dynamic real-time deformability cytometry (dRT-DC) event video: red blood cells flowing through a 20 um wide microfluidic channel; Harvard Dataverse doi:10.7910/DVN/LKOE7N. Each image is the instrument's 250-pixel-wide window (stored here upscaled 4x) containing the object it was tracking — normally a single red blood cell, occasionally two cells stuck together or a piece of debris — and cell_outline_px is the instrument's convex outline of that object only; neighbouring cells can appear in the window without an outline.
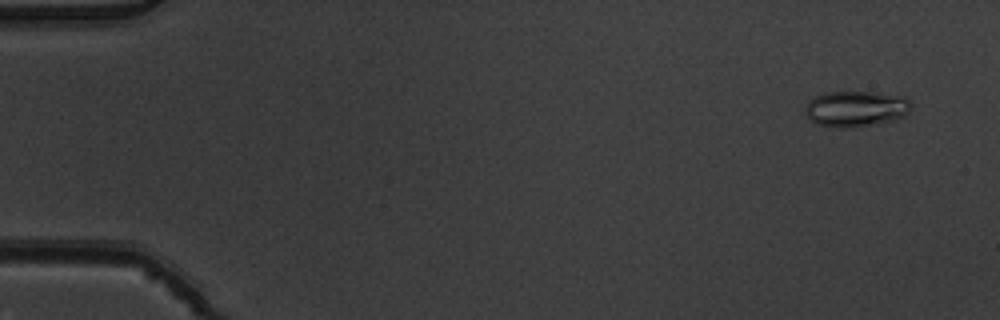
{"species": "common noctule bat (a hibernating species)", "species_latin": "Nyctalus noctula", "temperature_condition": "warm", "stored_images_in_passage": 6, "camera_frame_rate_fps": 3000, "um_per_image_px": 0.085, "animal": {"sex": "male", "body_mass_g": 19.5, "forearm_length_mm": 54.6}, "frame": {"image": 1, "passage_image": 1, "time_ms": 0.0, "image_size_px": [1000, 320], "cell_outline_px": [[912, 108], [904, 116], [896, 120], [844, 128], [840, 128], [816, 124], [804, 112], [804, 108], [808, 100], [824, 92], [876, 92], [904, 96], [912, 104]], "centroid_in_image_um": [72.75, 9.23], "position_along_channel_um": 12.3, "area_um2": 22.2}}
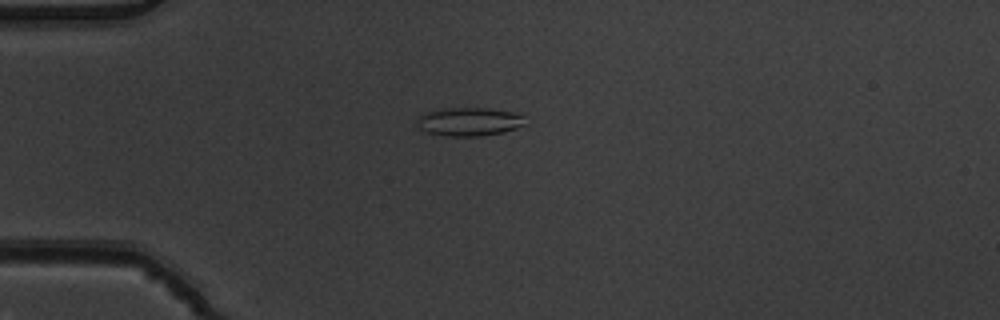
{"frame": {"image": 2, "passage_image": 4, "time_ms": 1.0, "image_size_px": [1000, 320], "cell_outline_px": [[524, 124], [516, 128], [504, 132], [480, 136], [448, 136], [424, 132], [416, 124], [416, 120], [424, 112], [440, 108], [488, 108], [512, 112], [524, 116]], "centroid_in_image_um": [39.82, 10.34], "position_along_channel_um": 45.2, "area_um2": 18.03}}
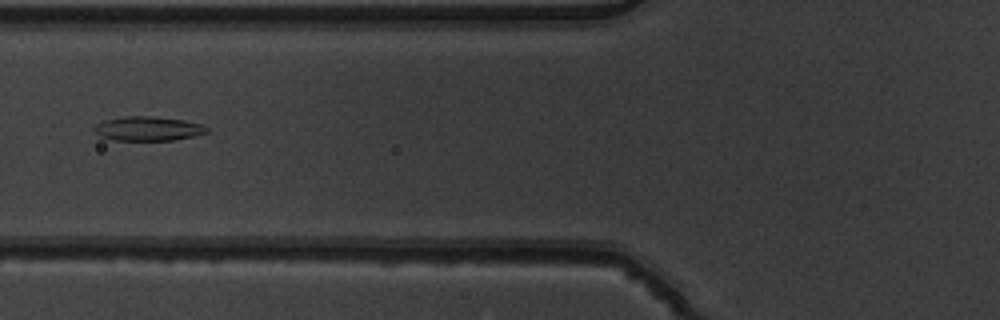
{"frame": {"image": 3, "passage_image": 6, "time_ms": 1.667, "image_size_px": [1000, 320], "cell_outline_px": [[208, 132], [196, 136], [172, 140], [112, 140], [100, 136], [92, 128], [96, 124], [104, 120], [124, 116], [152, 116], [184, 120], [200, 124], [208, 128]], "centroid_in_image_um": [12.57, 10.93], "position_along_channel_um": 113.2, "area_um2": 15.95}}